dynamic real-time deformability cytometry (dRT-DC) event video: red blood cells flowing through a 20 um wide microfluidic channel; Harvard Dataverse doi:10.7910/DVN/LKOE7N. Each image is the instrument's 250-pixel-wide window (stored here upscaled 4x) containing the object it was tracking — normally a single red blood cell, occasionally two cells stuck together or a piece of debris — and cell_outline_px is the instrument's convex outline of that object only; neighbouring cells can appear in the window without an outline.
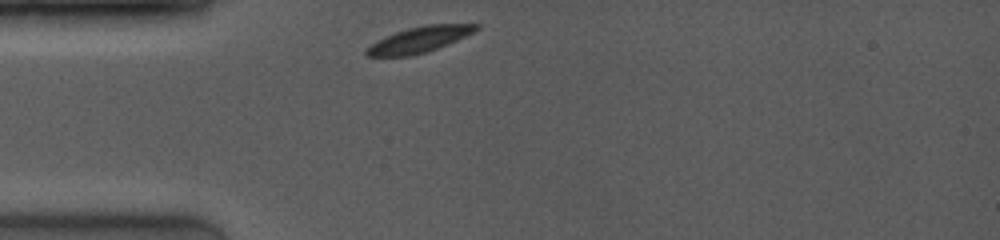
{"species": "common noctule bat (a hibernating species)", "species_latin": "Nyctalus noctula", "temperature_condition": "room temperature", "stored_images_in_passage": 69, "camera_frame_rate_fps": 4000, "um_per_image_px": 0.085, "animal": {"sex": "female", "body_mass_g": 19.0, "forearm_length_mm": 53.3}, "frame": {"image": 1, "passage_image": 1, "time_ms": 0.0, "image_size_px": [1000, 240], "cell_outline_px": [[480, 28], [456, 40], [428, 52], [412, 56], [364, 56], [364, 52], [376, 40], [384, 36], [408, 28], [424, 24], [480, 24]], "centroid_in_image_um": [35.61, 3.37], "position_along_channel_um": 49.4, "area_um2": 16.42}}
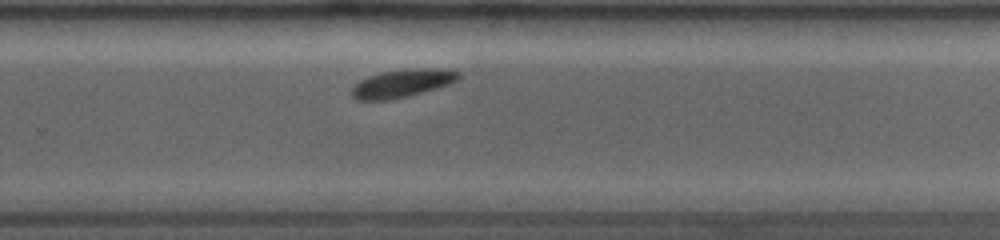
{"frame": {"image": 2, "passage_image": 46, "time_ms": 6.5, "image_size_px": [1000, 240], "cell_outline_px": [[460, 80], [436, 88], [408, 96], [392, 100], [356, 100], [352, 96], [352, 88], [360, 80], [368, 76], [400, 68], [444, 68], [460, 72]], "centroid_in_image_um": [34.22, 7.06], "position_along_channel_um": 295.6, "area_um2": 17.63}}
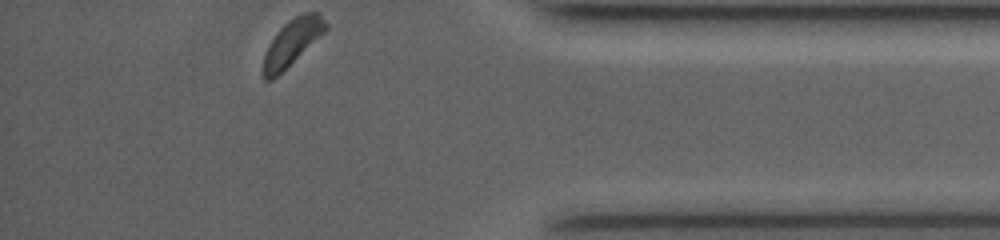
{"frame": {"image": 3, "passage_image": 68, "time_ms": 9.75, "image_size_px": [1000, 240], "cell_outline_px": [[328, 28], [324, 32], [272, 80], [264, 80], [264, 56], [268, 44], [276, 32], [288, 20], [304, 12], [320, 12], [328, 24]], "centroid_in_image_um": [24.84, 3.54], "position_along_channel_um": 410.4, "area_um2": 16.36}}